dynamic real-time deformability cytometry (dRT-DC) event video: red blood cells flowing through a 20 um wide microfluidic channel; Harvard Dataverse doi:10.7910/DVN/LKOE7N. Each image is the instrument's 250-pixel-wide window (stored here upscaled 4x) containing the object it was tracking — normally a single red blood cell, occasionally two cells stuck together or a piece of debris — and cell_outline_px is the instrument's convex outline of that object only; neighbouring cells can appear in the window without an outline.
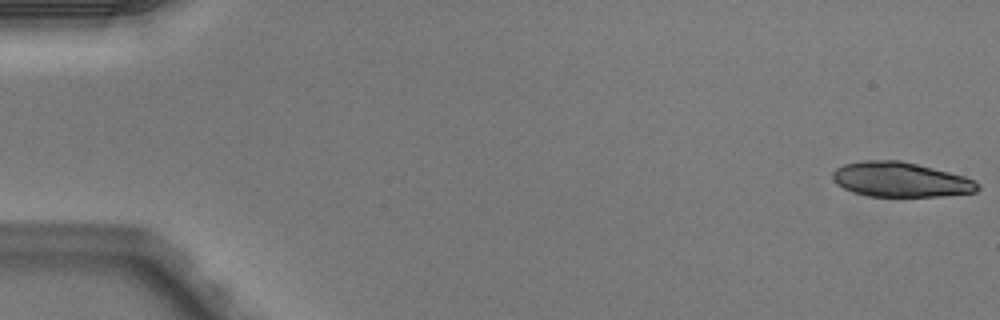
{"species": "Egyptian fruit bat (a non-hibernating species)", "species_latin": "Rousettus aegyptiacus", "temperature_condition": "warm", "stored_images_in_passage": 6, "camera_frame_rate_fps": 3000, "um_per_image_px": 0.085, "animal": {"sex": "male"}, "frame": {"image": 1, "passage_image": 1, "time_ms": 0.0, "image_size_px": [1000, 320], "cell_outline_px": [[980, 188], [976, 192], [944, 196], [868, 196], [852, 192], [836, 184], [832, 180], [832, 172], [836, 168], [844, 164], [860, 160], [900, 160], [964, 176], [976, 180], [980, 184]], "centroid_in_image_um": [76.53, 15.26], "position_along_channel_um": 8.5, "area_um2": 29.54}}
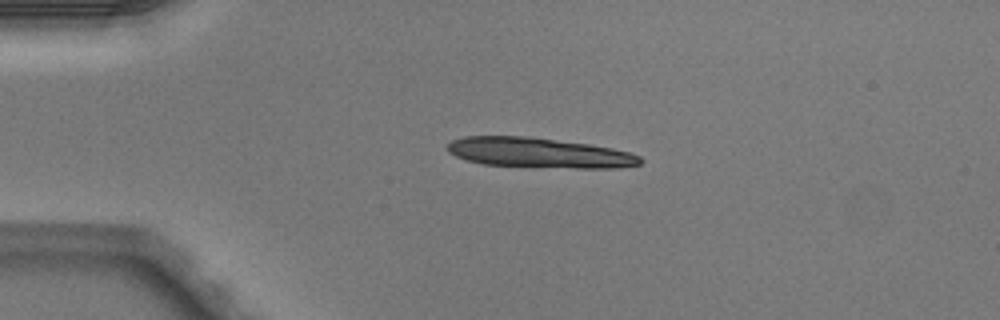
{"frame": {"image": 2, "passage_image": 4, "time_ms": 1.0, "image_size_px": [1000, 320], "cell_outline_px": [[644, 160], [640, 164], [616, 168], [576, 168], [484, 164], [468, 160], [456, 156], [448, 152], [448, 144], [452, 140], [464, 136], [528, 136], [588, 144], [612, 148], [628, 152], [640, 156]], "centroid_in_image_um": [45.84, 12.98], "position_along_channel_um": 39.2, "area_um2": 33.47}}